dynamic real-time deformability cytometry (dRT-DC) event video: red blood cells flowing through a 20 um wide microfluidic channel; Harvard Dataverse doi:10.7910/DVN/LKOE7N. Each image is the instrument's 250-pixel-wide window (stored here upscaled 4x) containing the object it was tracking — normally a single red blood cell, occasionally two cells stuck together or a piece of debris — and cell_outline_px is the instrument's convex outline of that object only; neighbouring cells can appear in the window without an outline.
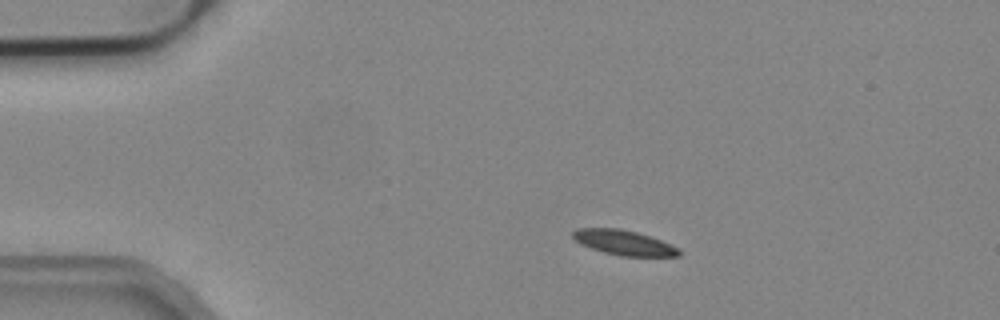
{"species": "common noctule bat (a hibernating species)", "species_latin": "Nyctalus noctula", "temperature_condition": "cold", "stored_images_in_passage": 7, "camera_frame_rate_fps": 3000, "um_per_image_px": 0.085, "animal": {"sex": "male", "body_mass_g": 19.2, "forearm_length_mm": 51.8}, "frame": {"image": 1, "passage_image": 1, "time_ms": 0.0, "image_size_px": [1000, 320], "cell_outline_px": [[680, 256], [620, 256], [604, 252], [580, 244], [572, 236], [572, 232], [576, 228], [620, 228], [636, 232], [660, 240], [680, 248]], "centroid_in_image_um": [53.02, 20.62], "position_along_channel_um": 32.0, "area_um2": 15.32}}